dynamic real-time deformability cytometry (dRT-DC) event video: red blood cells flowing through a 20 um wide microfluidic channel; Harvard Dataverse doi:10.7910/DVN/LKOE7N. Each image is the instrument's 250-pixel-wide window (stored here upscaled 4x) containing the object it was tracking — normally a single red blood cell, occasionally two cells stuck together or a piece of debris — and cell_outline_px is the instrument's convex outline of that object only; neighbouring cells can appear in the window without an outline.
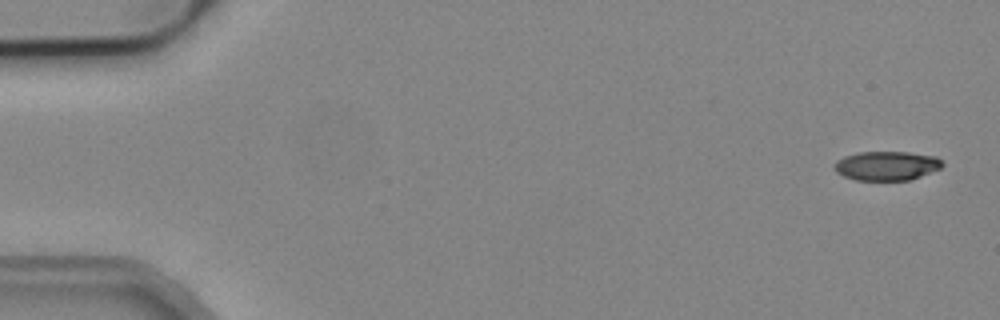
{"species": "common noctule bat (a hibernating species)", "species_latin": "Nyctalus noctula", "temperature_condition": "cold", "stored_images_in_passage": 4, "camera_frame_rate_fps": 3000, "um_per_image_px": 0.085, "animal": {"sex": "male", "body_mass_g": 19.2, "forearm_length_mm": 51.8}, "frame": {"image": 1, "passage_image": 1, "time_ms": 0.0, "image_size_px": [1000, 320], "cell_outline_px": [[944, 164], [940, 168], [920, 176], [908, 180], [856, 180], [844, 176], [836, 172], [832, 168], [836, 160], [844, 156], [860, 152], [908, 152], [936, 156]], "centroid_in_image_um": [75.33, 14.08], "position_along_channel_um": 9.7, "area_um2": 18.32}}